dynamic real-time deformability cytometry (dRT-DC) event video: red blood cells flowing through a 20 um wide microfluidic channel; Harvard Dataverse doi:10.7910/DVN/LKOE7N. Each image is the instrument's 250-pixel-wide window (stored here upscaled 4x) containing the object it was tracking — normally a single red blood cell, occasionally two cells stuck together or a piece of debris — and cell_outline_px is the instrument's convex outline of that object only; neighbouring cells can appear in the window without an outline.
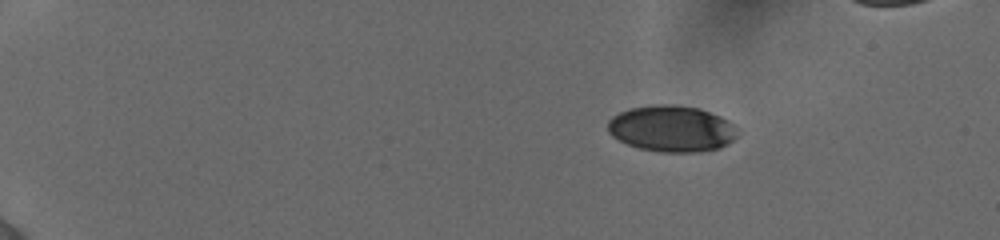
{"species": "human", "species_latin": "Homo sapiens", "temperature_condition": "cold", "stored_images_in_passage": 47, "camera_frame_rate_fps": 3000, "um_per_image_px": 0.085, "donor": {"sex": "female"}, "frame": {"image": 1, "passage_image": 1, "time_ms": 0.0, "image_size_px": [1000, 240], "cell_outline_px": [[736, 136], [728, 144], [720, 148], [700, 152], [660, 152], [640, 148], [628, 144], [612, 136], [608, 132], [608, 120], [612, 116], [620, 112], [632, 108], [652, 104], [676, 104], [700, 108], [720, 116], [728, 120], [732, 124]], "centroid_in_image_um": [57.07, 10.93], "position_along_channel_um": 27.9, "area_um2": 34.97}}
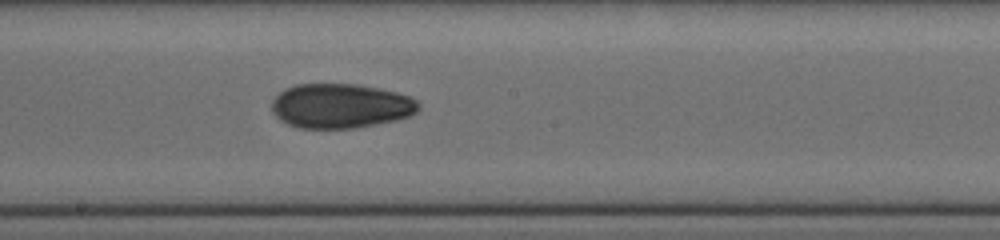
{"frame": {"image": 2, "passage_image": 25, "time_ms": 8.0, "image_size_px": [1000, 240], "cell_outline_px": [[420, 108], [416, 112], [408, 116], [396, 120], [352, 128], [300, 128], [288, 124], [280, 120], [272, 112], [272, 100], [280, 92], [296, 84], [356, 84], [380, 88], [396, 92], [408, 96], [416, 100], [420, 104]], "centroid_in_image_um": [28.95, 9.0], "position_along_channel_um": 219.3, "area_um2": 37.97}}
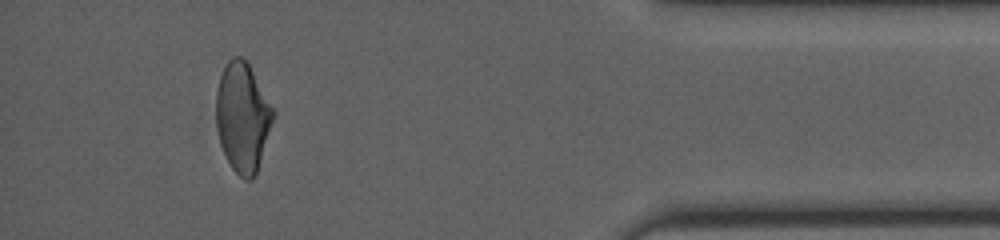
{"frame": {"image": 3, "passage_image": 43, "time_ms": 14.0, "image_size_px": [1000, 240], "cell_outline_px": [[276, 112], [256, 172], [252, 180], [244, 180], [232, 168], [220, 144], [216, 128], [216, 88], [220, 76], [228, 60], [232, 56], [240, 56], [248, 60]], "centroid_in_image_um": [20.62, 9.9], "position_along_channel_um": 414.6, "area_um2": 36.59}}